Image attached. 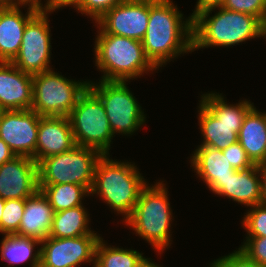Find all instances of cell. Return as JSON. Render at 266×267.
<instances>
[{"instance_id": "1", "label": "cell", "mask_w": 266, "mask_h": 267, "mask_svg": "<svg viewBox=\"0 0 266 267\" xmlns=\"http://www.w3.org/2000/svg\"><path fill=\"white\" fill-rule=\"evenodd\" d=\"M183 14L171 0H149V20L142 40L144 53L157 69L172 58L193 51V21Z\"/></svg>"}, {"instance_id": "2", "label": "cell", "mask_w": 266, "mask_h": 267, "mask_svg": "<svg viewBox=\"0 0 266 267\" xmlns=\"http://www.w3.org/2000/svg\"><path fill=\"white\" fill-rule=\"evenodd\" d=\"M218 13L210 17L211 11ZM193 51L212 46L229 47L252 38L264 37L263 22L256 16L221 6L197 13L193 18Z\"/></svg>"}, {"instance_id": "3", "label": "cell", "mask_w": 266, "mask_h": 267, "mask_svg": "<svg viewBox=\"0 0 266 267\" xmlns=\"http://www.w3.org/2000/svg\"><path fill=\"white\" fill-rule=\"evenodd\" d=\"M146 183L134 164L114 161L105 154L96 164L90 194H98L126 220L132 214Z\"/></svg>"}, {"instance_id": "4", "label": "cell", "mask_w": 266, "mask_h": 267, "mask_svg": "<svg viewBox=\"0 0 266 267\" xmlns=\"http://www.w3.org/2000/svg\"><path fill=\"white\" fill-rule=\"evenodd\" d=\"M98 31L94 51L96 66L104 72L101 80L126 82L156 70L145 56L142 41Z\"/></svg>"}, {"instance_id": "5", "label": "cell", "mask_w": 266, "mask_h": 267, "mask_svg": "<svg viewBox=\"0 0 266 267\" xmlns=\"http://www.w3.org/2000/svg\"><path fill=\"white\" fill-rule=\"evenodd\" d=\"M162 182L148 184L142 189L132 214L124 220L137 235L151 243L158 252L171 243L170 227L172 210L168 202V190Z\"/></svg>"}, {"instance_id": "6", "label": "cell", "mask_w": 266, "mask_h": 267, "mask_svg": "<svg viewBox=\"0 0 266 267\" xmlns=\"http://www.w3.org/2000/svg\"><path fill=\"white\" fill-rule=\"evenodd\" d=\"M201 98L198 120L204 139L200 146H210L222 151L238 142L243 120L254 104L242 100L237 105H229L217 93L203 94Z\"/></svg>"}, {"instance_id": "7", "label": "cell", "mask_w": 266, "mask_h": 267, "mask_svg": "<svg viewBox=\"0 0 266 267\" xmlns=\"http://www.w3.org/2000/svg\"><path fill=\"white\" fill-rule=\"evenodd\" d=\"M102 155L97 149L76 145L70 151L49 156L37 164L38 184H77L90 191Z\"/></svg>"}, {"instance_id": "8", "label": "cell", "mask_w": 266, "mask_h": 267, "mask_svg": "<svg viewBox=\"0 0 266 267\" xmlns=\"http://www.w3.org/2000/svg\"><path fill=\"white\" fill-rule=\"evenodd\" d=\"M68 118L77 146L94 148L109 155L113 132L103 103L89 87L79 96Z\"/></svg>"}, {"instance_id": "9", "label": "cell", "mask_w": 266, "mask_h": 267, "mask_svg": "<svg viewBox=\"0 0 266 267\" xmlns=\"http://www.w3.org/2000/svg\"><path fill=\"white\" fill-rule=\"evenodd\" d=\"M88 84L67 79L52 69L36 74L31 110L40 116H68Z\"/></svg>"}, {"instance_id": "10", "label": "cell", "mask_w": 266, "mask_h": 267, "mask_svg": "<svg viewBox=\"0 0 266 267\" xmlns=\"http://www.w3.org/2000/svg\"><path fill=\"white\" fill-rule=\"evenodd\" d=\"M88 87L100 98L105 108L110 128L115 133L132 134L145 122V114L133 93L123 81H104Z\"/></svg>"}, {"instance_id": "11", "label": "cell", "mask_w": 266, "mask_h": 267, "mask_svg": "<svg viewBox=\"0 0 266 267\" xmlns=\"http://www.w3.org/2000/svg\"><path fill=\"white\" fill-rule=\"evenodd\" d=\"M48 12L42 7L25 26L21 47L12 63L21 71L32 76L50 70L51 41Z\"/></svg>"}, {"instance_id": "12", "label": "cell", "mask_w": 266, "mask_h": 267, "mask_svg": "<svg viewBox=\"0 0 266 267\" xmlns=\"http://www.w3.org/2000/svg\"><path fill=\"white\" fill-rule=\"evenodd\" d=\"M100 236L87 234L73 238L48 236L41 242L40 267H77L83 263L95 264V251Z\"/></svg>"}, {"instance_id": "13", "label": "cell", "mask_w": 266, "mask_h": 267, "mask_svg": "<svg viewBox=\"0 0 266 267\" xmlns=\"http://www.w3.org/2000/svg\"><path fill=\"white\" fill-rule=\"evenodd\" d=\"M149 20V0H125L95 23L104 33L142 41Z\"/></svg>"}, {"instance_id": "14", "label": "cell", "mask_w": 266, "mask_h": 267, "mask_svg": "<svg viewBox=\"0 0 266 267\" xmlns=\"http://www.w3.org/2000/svg\"><path fill=\"white\" fill-rule=\"evenodd\" d=\"M40 115L33 110L4 111L0 118V139L16 156L35 161Z\"/></svg>"}, {"instance_id": "15", "label": "cell", "mask_w": 266, "mask_h": 267, "mask_svg": "<svg viewBox=\"0 0 266 267\" xmlns=\"http://www.w3.org/2000/svg\"><path fill=\"white\" fill-rule=\"evenodd\" d=\"M38 190V165L32 158L15 156L0 166L2 199H26Z\"/></svg>"}, {"instance_id": "16", "label": "cell", "mask_w": 266, "mask_h": 267, "mask_svg": "<svg viewBox=\"0 0 266 267\" xmlns=\"http://www.w3.org/2000/svg\"><path fill=\"white\" fill-rule=\"evenodd\" d=\"M76 146L68 116H41L38 126L35 162L70 151Z\"/></svg>"}, {"instance_id": "17", "label": "cell", "mask_w": 266, "mask_h": 267, "mask_svg": "<svg viewBox=\"0 0 266 267\" xmlns=\"http://www.w3.org/2000/svg\"><path fill=\"white\" fill-rule=\"evenodd\" d=\"M29 8L22 14L20 5L0 8V62H12L17 56L27 22L43 7L28 1Z\"/></svg>"}, {"instance_id": "18", "label": "cell", "mask_w": 266, "mask_h": 267, "mask_svg": "<svg viewBox=\"0 0 266 267\" xmlns=\"http://www.w3.org/2000/svg\"><path fill=\"white\" fill-rule=\"evenodd\" d=\"M33 76L12 62H0V105L5 111L31 110Z\"/></svg>"}, {"instance_id": "19", "label": "cell", "mask_w": 266, "mask_h": 267, "mask_svg": "<svg viewBox=\"0 0 266 267\" xmlns=\"http://www.w3.org/2000/svg\"><path fill=\"white\" fill-rule=\"evenodd\" d=\"M54 213L47 197L38 190L34 195L26 198L20 227L15 234L42 242L49 236Z\"/></svg>"}, {"instance_id": "20", "label": "cell", "mask_w": 266, "mask_h": 267, "mask_svg": "<svg viewBox=\"0 0 266 267\" xmlns=\"http://www.w3.org/2000/svg\"><path fill=\"white\" fill-rule=\"evenodd\" d=\"M257 165L250 169L235 170L213 192L220 196H226L245 206L252 207L261 204V180Z\"/></svg>"}, {"instance_id": "21", "label": "cell", "mask_w": 266, "mask_h": 267, "mask_svg": "<svg viewBox=\"0 0 266 267\" xmlns=\"http://www.w3.org/2000/svg\"><path fill=\"white\" fill-rule=\"evenodd\" d=\"M191 158L193 169L212 192L235 172L227 157L217 148L198 146Z\"/></svg>"}, {"instance_id": "22", "label": "cell", "mask_w": 266, "mask_h": 267, "mask_svg": "<svg viewBox=\"0 0 266 267\" xmlns=\"http://www.w3.org/2000/svg\"><path fill=\"white\" fill-rule=\"evenodd\" d=\"M238 142L255 165L266 161V113L259 112L254 106L247 112Z\"/></svg>"}, {"instance_id": "23", "label": "cell", "mask_w": 266, "mask_h": 267, "mask_svg": "<svg viewBox=\"0 0 266 267\" xmlns=\"http://www.w3.org/2000/svg\"><path fill=\"white\" fill-rule=\"evenodd\" d=\"M89 214L83 205L55 212L50 237L73 238L87 234H97L88 227Z\"/></svg>"}, {"instance_id": "24", "label": "cell", "mask_w": 266, "mask_h": 267, "mask_svg": "<svg viewBox=\"0 0 266 267\" xmlns=\"http://www.w3.org/2000/svg\"><path fill=\"white\" fill-rule=\"evenodd\" d=\"M37 245H41V242L34 238L5 234L1 241V259L9 264H22L29 260L31 267H40V248L32 254Z\"/></svg>"}, {"instance_id": "25", "label": "cell", "mask_w": 266, "mask_h": 267, "mask_svg": "<svg viewBox=\"0 0 266 267\" xmlns=\"http://www.w3.org/2000/svg\"><path fill=\"white\" fill-rule=\"evenodd\" d=\"M39 190L47 197L54 212L82 205L83 197L90 195L85 186L77 184L39 185Z\"/></svg>"}, {"instance_id": "26", "label": "cell", "mask_w": 266, "mask_h": 267, "mask_svg": "<svg viewBox=\"0 0 266 267\" xmlns=\"http://www.w3.org/2000/svg\"><path fill=\"white\" fill-rule=\"evenodd\" d=\"M136 250L107 247L103 239L97 243L93 267H138L145 258Z\"/></svg>"}, {"instance_id": "27", "label": "cell", "mask_w": 266, "mask_h": 267, "mask_svg": "<svg viewBox=\"0 0 266 267\" xmlns=\"http://www.w3.org/2000/svg\"><path fill=\"white\" fill-rule=\"evenodd\" d=\"M26 199L5 200L4 210L0 221V232L15 234L19 227L24 213Z\"/></svg>"}, {"instance_id": "28", "label": "cell", "mask_w": 266, "mask_h": 267, "mask_svg": "<svg viewBox=\"0 0 266 267\" xmlns=\"http://www.w3.org/2000/svg\"><path fill=\"white\" fill-rule=\"evenodd\" d=\"M250 208L242 221L247 237H266V205L258 204Z\"/></svg>"}, {"instance_id": "29", "label": "cell", "mask_w": 266, "mask_h": 267, "mask_svg": "<svg viewBox=\"0 0 266 267\" xmlns=\"http://www.w3.org/2000/svg\"><path fill=\"white\" fill-rule=\"evenodd\" d=\"M221 7L258 17L262 22L266 16V0H224Z\"/></svg>"}, {"instance_id": "30", "label": "cell", "mask_w": 266, "mask_h": 267, "mask_svg": "<svg viewBox=\"0 0 266 267\" xmlns=\"http://www.w3.org/2000/svg\"><path fill=\"white\" fill-rule=\"evenodd\" d=\"M125 0H82L75 8L96 22L111 8Z\"/></svg>"}, {"instance_id": "31", "label": "cell", "mask_w": 266, "mask_h": 267, "mask_svg": "<svg viewBox=\"0 0 266 267\" xmlns=\"http://www.w3.org/2000/svg\"><path fill=\"white\" fill-rule=\"evenodd\" d=\"M239 249L260 266L266 267V237H247Z\"/></svg>"}, {"instance_id": "32", "label": "cell", "mask_w": 266, "mask_h": 267, "mask_svg": "<svg viewBox=\"0 0 266 267\" xmlns=\"http://www.w3.org/2000/svg\"><path fill=\"white\" fill-rule=\"evenodd\" d=\"M222 152L235 170H246L255 165L239 142L230 145L228 148L222 150Z\"/></svg>"}, {"instance_id": "33", "label": "cell", "mask_w": 266, "mask_h": 267, "mask_svg": "<svg viewBox=\"0 0 266 267\" xmlns=\"http://www.w3.org/2000/svg\"><path fill=\"white\" fill-rule=\"evenodd\" d=\"M211 267H264L250 259L239 248L237 251L230 253L227 256L221 257L212 262Z\"/></svg>"}, {"instance_id": "34", "label": "cell", "mask_w": 266, "mask_h": 267, "mask_svg": "<svg viewBox=\"0 0 266 267\" xmlns=\"http://www.w3.org/2000/svg\"><path fill=\"white\" fill-rule=\"evenodd\" d=\"M224 0H198L195 10L191 17L193 18L197 13L214 7H219L223 4Z\"/></svg>"}, {"instance_id": "35", "label": "cell", "mask_w": 266, "mask_h": 267, "mask_svg": "<svg viewBox=\"0 0 266 267\" xmlns=\"http://www.w3.org/2000/svg\"><path fill=\"white\" fill-rule=\"evenodd\" d=\"M82 0H47L45 6L52 11L59 9L60 7H66L72 5L74 8L81 2Z\"/></svg>"}, {"instance_id": "36", "label": "cell", "mask_w": 266, "mask_h": 267, "mask_svg": "<svg viewBox=\"0 0 266 267\" xmlns=\"http://www.w3.org/2000/svg\"><path fill=\"white\" fill-rule=\"evenodd\" d=\"M261 180V204L266 205V161L257 164Z\"/></svg>"}, {"instance_id": "37", "label": "cell", "mask_w": 266, "mask_h": 267, "mask_svg": "<svg viewBox=\"0 0 266 267\" xmlns=\"http://www.w3.org/2000/svg\"><path fill=\"white\" fill-rule=\"evenodd\" d=\"M16 155L10 149V147L0 139V166H2L5 162L10 161Z\"/></svg>"}, {"instance_id": "38", "label": "cell", "mask_w": 266, "mask_h": 267, "mask_svg": "<svg viewBox=\"0 0 266 267\" xmlns=\"http://www.w3.org/2000/svg\"><path fill=\"white\" fill-rule=\"evenodd\" d=\"M28 0H0V8L2 7H14L17 5H27Z\"/></svg>"}, {"instance_id": "39", "label": "cell", "mask_w": 266, "mask_h": 267, "mask_svg": "<svg viewBox=\"0 0 266 267\" xmlns=\"http://www.w3.org/2000/svg\"><path fill=\"white\" fill-rule=\"evenodd\" d=\"M138 267H161L154 262H150L148 258H144L142 262L138 265Z\"/></svg>"}, {"instance_id": "40", "label": "cell", "mask_w": 266, "mask_h": 267, "mask_svg": "<svg viewBox=\"0 0 266 267\" xmlns=\"http://www.w3.org/2000/svg\"><path fill=\"white\" fill-rule=\"evenodd\" d=\"M4 204H5V200L0 197V221L2 218L3 210H4Z\"/></svg>"}, {"instance_id": "41", "label": "cell", "mask_w": 266, "mask_h": 267, "mask_svg": "<svg viewBox=\"0 0 266 267\" xmlns=\"http://www.w3.org/2000/svg\"><path fill=\"white\" fill-rule=\"evenodd\" d=\"M263 34H264V36L266 38V16H265V19L263 21Z\"/></svg>"}, {"instance_id": "42", "label": "cell", "mask_w": 266, "mask_h": 267, "mask_svg": "<svg viewBox=\"0 0 266 267\" xmlns=\"http://www.w3.org/2000/svg\"><path fill=\"white\" fill-rule=\"evenodd\" d=\"M5 110L1 107V105H0V118H1V116H2V114H3V112H4Z\"/></svg>"}, {"instance_id": "43", "label": "cell", "mask_w": 266, "mask_h": 267, "mask_svg": "<svg viewBox=\"0 0 266 267\" xmlns=\"http://www.w3.org/2000/svg\"><path fill=\"white\" fill-rule=\"evenodd\" d=\"M28 1H32V2H36V3L42 4L41 0H28Z\"/></svg>"}]
</instances>
